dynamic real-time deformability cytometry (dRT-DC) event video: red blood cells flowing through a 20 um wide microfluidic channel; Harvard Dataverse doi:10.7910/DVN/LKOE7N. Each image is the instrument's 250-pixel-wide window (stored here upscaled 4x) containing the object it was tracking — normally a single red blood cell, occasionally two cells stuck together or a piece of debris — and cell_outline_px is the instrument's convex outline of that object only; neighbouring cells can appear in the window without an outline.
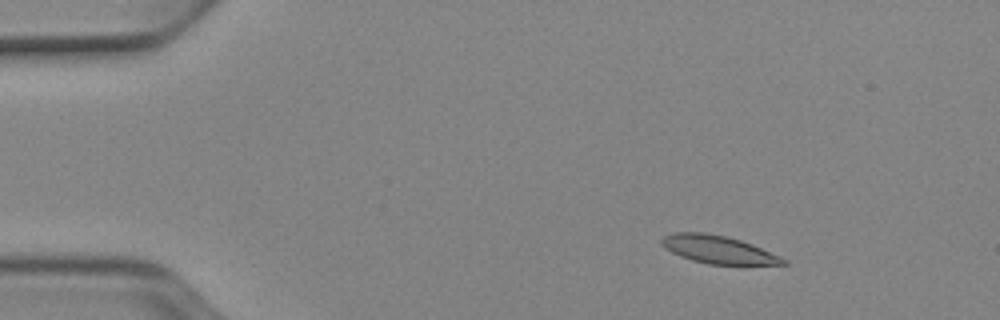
{"species": "Egyptian fruit bat (a non-hibernating species)", "species_latin": "Rousettus aegyptiacus", "temperature_condition": "cold", "stored_images_in_passage": 50, "camera_frame_rate_fps": 3000, "um_per_image_px": 0.085, "animal": {"sex": "female"}, "frame": {"image": 1, "passage_image": 5, "time_ms": 1.333, "image_size_px": [1000, 320], "cell_outline_px": [[788, 264], [744, 268], [708, 264], [692, 260], [680, 256], [664, 248], [660, 244], [660, 240], [664, 236], [672, 232], [704, 232], [724, 236], [740, 240], [752, 244], [780, 256], [788, 260]], "centroid_in_image_um": [61.14, 21.28], "position_along_channel_um": 23.9, "area_um2": 20.81}}
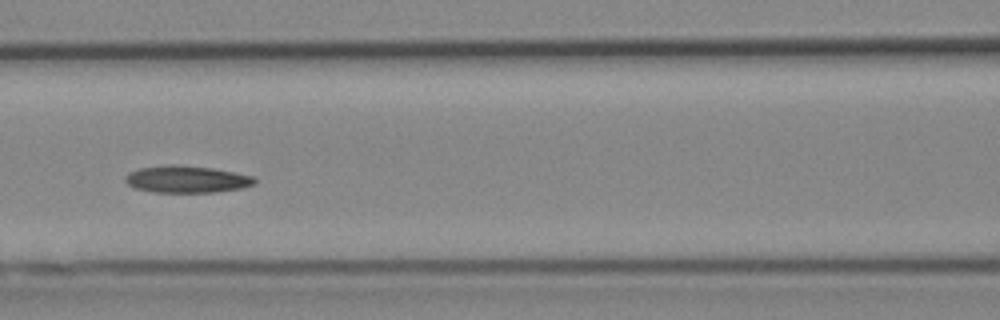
{"frame": {"image": 2, "passage_image": 21, "time_ms": 6.667, "image_size_px": [1000, 320], "cell_outline_px": [[256, 184], [244, 188], [216, 192], [152, 192], [136, 188], [128, 184], [124, 180], [124, 176], [128, 172], [140, 168], [168, 164], [176, 164], [212, 168], [252, 176], [256, 180]], "centroid_in_image_um": [15.85, 15.23], "position_along_channel_um": 150.7, "area_um2": 20.46}}
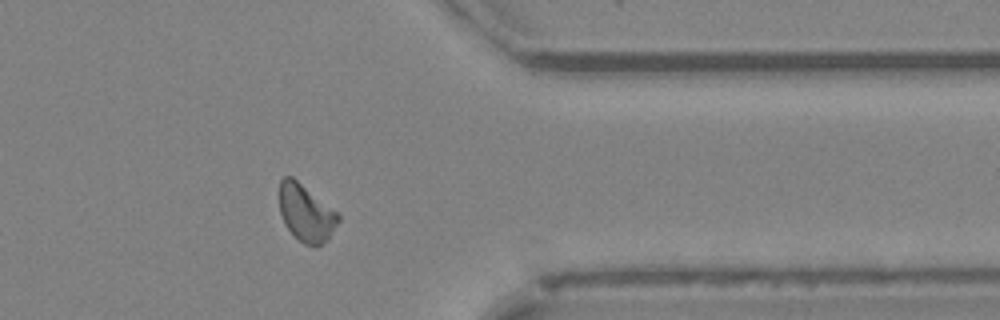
{"frame": {"image": 3, "passage_image": 40, "time_ms": 13.0, "image_size_px": [1000, 320], "cell_outline_px": [[340, 220], [328, 240], [316, 248], [304, 244], [288, 228], [280, 212], [280, 180], [284, 176], [292, 176], [336, 212], [340, 216]], "centroid_in_image_um": [26.03, 18.13], "position_along_channel_um": 385.4, "area_um2": 19.25}, "authors_computed_cell_mechanics": {"area_um2": 19.7387, "velocity_mm_per_s": 3.8835, "shape_relaxation_time_tau1_ms": 8.7221, "shape_relaxation_time_tau2_ms": 5.5378, "deformation_change_tau1": 0.1787, "deformation_change_tau2": 0.1199}}